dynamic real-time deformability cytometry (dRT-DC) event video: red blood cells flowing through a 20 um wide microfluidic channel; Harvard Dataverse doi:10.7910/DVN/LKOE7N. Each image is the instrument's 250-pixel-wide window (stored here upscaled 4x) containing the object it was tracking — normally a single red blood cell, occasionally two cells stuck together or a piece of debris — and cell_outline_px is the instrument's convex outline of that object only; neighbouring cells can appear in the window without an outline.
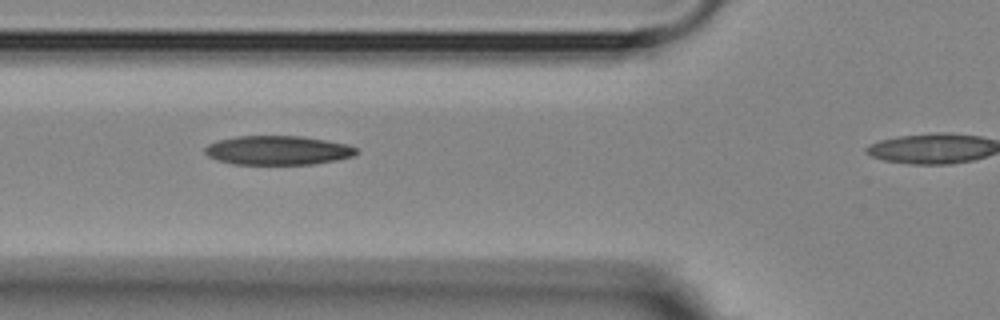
{"species": "Egyptian fruit bat (a non-hibernating species)", "species_latin": "Rousettus aegyptiacus", "temperature_condition": "room temperature", "stored_images_in_passage": 7, "camera_frame_rate_fps": 3000, "um_per_image_px": 0.085, "animal": {"sex": "female"}, "frame": {"image": 1, "passage_image": 3, "time_ms": 2.333, "image_size_px": [1000, 320], "cell_outline_px": [[360, 152], [352, 156], [336, 160], [312, 164], [232, 164], [216, 160], [208, 156], [204, 152], [204, 148], [208, 144], [216, 140], [236, 136], [300, 136], [348, 144], [356, 148]], "centroid_in_image_um": [23.58, 12.77], "position_along_channel_um": 102.2, "area_um2": 25.78}}
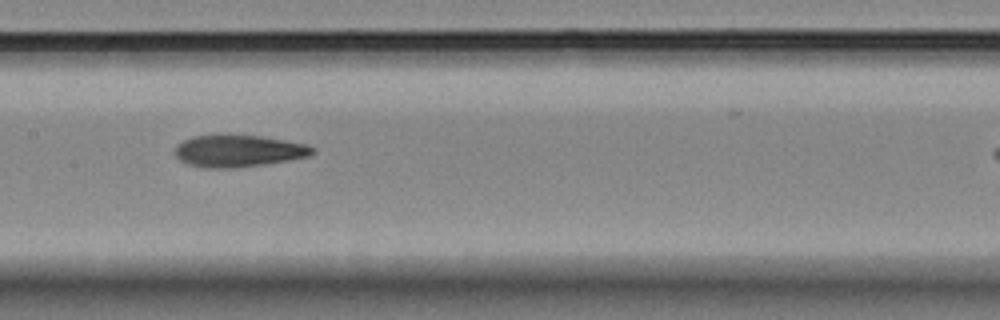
{"frame": {"image": 2, "passage_image": 5, "time_ms": 4.667, "image_size_px": [1000, 320], "cell_outline_px": [[316, 152], [312, 156], [264, 164], [232, 168], [204, 168], [188, 164], [180, 160], [176, 156], [176, 144], [192, 136], [260, 136], [308, 144], [316, 148]], "centroid_in_image_um": [20.32, 12.84], "position_along_channel_um": 187.1, "area_um2": 25.43}}
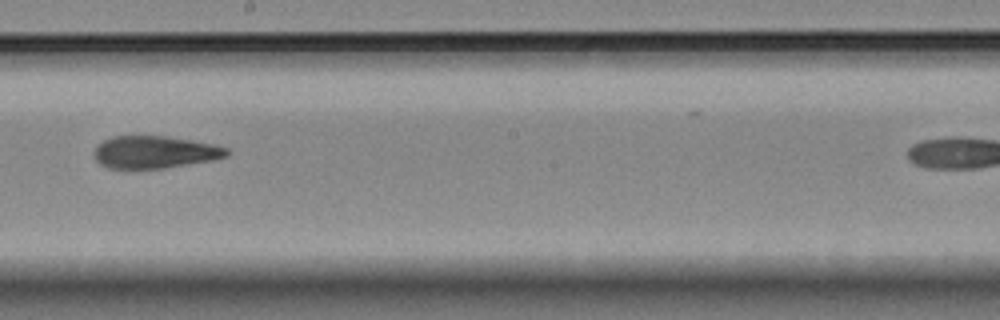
{"frame": {"image": 3, "passage_image": 6, "time_ms": 6.0, "image_size_px": [1000, 320], "cell_outline_px": [[228, 156], [212, 160], [164, 168], [108, 168], [100, 164], [92, 156], [92, 152], [104, 140], [112, 136], [164, 136], [192, 140], [212, 144], [228, 148]], "centroid_in_image_um": [13.13, 12.93], "position_along_channel_um": 235.1, "area_um2": 24.91}}